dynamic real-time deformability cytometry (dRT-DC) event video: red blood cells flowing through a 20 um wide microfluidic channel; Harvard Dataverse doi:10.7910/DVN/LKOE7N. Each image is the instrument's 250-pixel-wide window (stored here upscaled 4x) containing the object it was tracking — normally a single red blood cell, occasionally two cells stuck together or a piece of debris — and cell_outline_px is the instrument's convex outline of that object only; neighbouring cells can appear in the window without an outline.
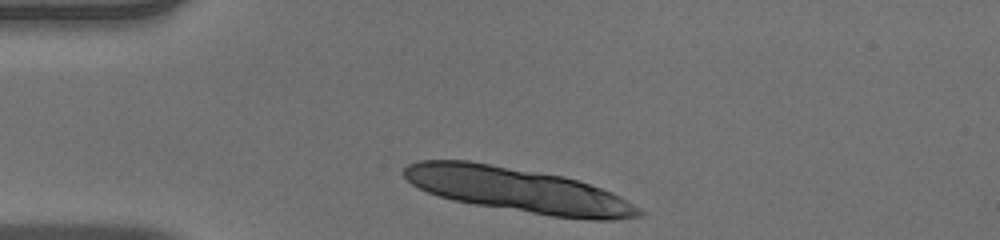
{"species": "human", "species_latin": "Homo sapiens", "temperature_condition": "warm", "stored_images_in_passage": 5, "camera_frame_rate_fps": 3000, "um_per_image_px": 0.085, "donor": {"sex": "male"}, "frame": {"image": 1, "passage_image": 1, "time_ms": 0.0, "image_size_px": [1000, 240], "cell_outline_px": [[644, 212], [640, 216], [612, 220], [592, 220], [552, 216], [476, 204], [452, 200], [428, 192], [412, 184], [400, 172], [408, 164], [420, 160], [468, 160], [564, 176], [612, 192], [620, 196], [640, 208]], "centroid_in_image_um": [44.03, 16.14], "position_along_channel_um": 41.0, "area_um2": 60.52}}